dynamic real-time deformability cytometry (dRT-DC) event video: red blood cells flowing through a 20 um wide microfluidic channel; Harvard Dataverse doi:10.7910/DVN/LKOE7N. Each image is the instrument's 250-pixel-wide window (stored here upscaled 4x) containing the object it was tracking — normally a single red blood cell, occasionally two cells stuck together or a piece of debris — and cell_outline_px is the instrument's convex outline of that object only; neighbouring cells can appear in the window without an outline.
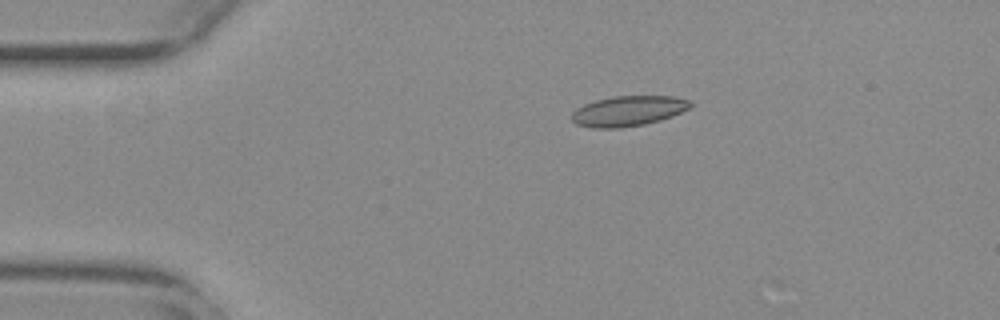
{"species": "common noctule bat (a hibernating species)", "species_latin": "Nyctalus noctula", "temperature_condition": "warm", "stored_images_in_passage": 5, "camera_frame_rate_fps": 3000, "um_per_image_px": 0.085, "animal": {"sex": "female", "body_mass_g": 29.2, "forearm_length_mm": 56.3}, "frame": {"image": 1, "passage_image": 1, "time_ms": 0.0, "image_size_px": [1000, 320], "cell_outline_px": [[692, 104], [688, 108], [672, 116], [660, 120], [644, 124], [620, 128], [592, 128], [576, 124], [572, 120], [572, 112], [576, 108], [584, 104], [596, 100], [616, 96], [672, 96], [688, 100]], "centroid_in_image_um": [53.36, 9.44], "position_along_channel_um": 31.6, "area_um2": 20.75}}